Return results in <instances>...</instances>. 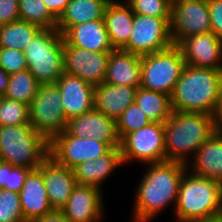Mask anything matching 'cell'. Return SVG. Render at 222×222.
I'll list each match as a JSON object with an SVG mask.
<instances>
[{"label": "cell", "mask_w": 222, "mask_h": 222, "mask_svg": "<svg viewBox=\"0 0 222 222\" xmlns=\"http://www.w3.org/2000/svg\"><path fill=\"white\" fill-rule=\"evenodd\" d=\"M146 165L148 170L136 189L133 222H150L169 204L175 206L180 180L188 168L173 161Z\"/></svg>", "instance_id": "6da1fadb"}, {"label": "cell", "mask_w": 222, "mask_h": 222, "mask_svg": "<svg viewBox=\"0 0 222 222\" xmlns=\"http://www.w3.org/2000/svg\"><path fill=\"white\" fill-rule=\"evenodd\" d=\"M164 126L165 161L185 165L189 154L195 156L199 147L219 130L213 116L198 112L172 111Z\"/></svg>", "instance_id": "7a4b0ae2"}, {"label": "cell", "mask_w": 222, "mask_h": 222, "mask_svg": "<svg viewBox=\"0 0 222 222\" xmlns=\"http://www.w3.org/2000/svg\"><path fill=\"white\" fill-rule=\"evenodd\" d=\"M222 85V70L186 64L170 96L172 111L198 112L213 116Z\"/></svg>", "instance_id": "3957f363"}, {"label": "cell", "mask_w": 222, "mask_h": 222, "mask_svg": "<svg viewBox=\"0 0 222 222\" xmlns=\"http://www.w3.org/2000/svg\"><path fill=\"white\" fill-rule=\"evenodd\" d=\"M174 212L178 222L222 218V184L186 169L179 183Z\"/></svg>", "instance_id": "277c9868"}, {"label": "cell", "mask_w": 222, "mask_h": 222, "mask_svg": "<svg viewBox=\"0 0 222 222\" xmlns=\"http://www.w3.org/2000/svg\"><path fill=\"white\" fill-rule=\"evenodd\" d=\"M49 156V143L30 124L0 126V161L38 169Z\"/></svg>", "instance_id": "5b68a950"}, {"label": "cell", "mask_w": 222, "mask_h": 222, "mask_svg": "<svg viewBox=\"0 0 222 222\" xmlns=\"http://www.w3.org/2000/svg\"><path fill=\"white\" fill-rule=\"evenodd\" d=\"M63 47L56 28H42L24 50L28 70L40 84H55L64 73Z\"/></svg>", "instance_id": "8992f818"}, {"label": "cell", "mask_w": 222, "mask_h": 222, "mask_svg": "<svg viewBox=\"0 0 222 222\" xmlns=\"http://www.w3.org/2000/svg\"><path fill=\"white\" fill-rule=\"evenodd\" d=\"M177 45L141 56V86L171 96L185 66Z\"/></svg>", "instance_id": "52a82bcc"}, {"label": "cell", "mask_w": 222, "mask_h": 222, "mask_svg": "<svg viewBox=\"0 0 222 222\" xmlns=\"http://www.w3.org/2000/svg\"><path fill=\"white\" fill-rule=\"evenodd\" d=\"M30 125L50 143L64 132L68 120L62 107L60 91L56 84H40L29 105Z\"/></svg>", "instance_id": "ba28073f"}, {"label": "cell", "mask_w": 222, "mask_h": 222, "mask_svg": "<svg viewBox=\"0 0 222 222\" xmlns=\"http://www.w3.org/2000/svg\"><path fill=\"white\" fill-rule=\"evenodd\" d=\"M171 17H153L134 14L133 26L128 43L121 49L139 56L170 48Z\"/></svg>", "instance_id": "9c48e42d"}, {"label": "cell", "mask_w": 222, "mask_h": 222, "mask_svg": "<svg viewBox=\"0 0 222 222\" xmlns=\"http://www.w3.org/2000/svg\"><path fill=\"white\" fill-rule=\"evenodd\" d=\"M164 123L151 122L149 125L127 134L120 141L123 164L138 161L145 164L165 161Z\"/></svg>", "instance_id": "30bf717a"}, {"label": "cell", "mask_w": 222, "mask_h": 222, "mask_svg": "<svg viewBox=\"0 0 222 222\" xmlns=\"http://www.w3.org/2000/svg\"><path fill=\"white\" fill-rule=\"evenodd\" d=\"M170 24L174 45L187 37L210 33L208 0L173 1Z\"/></svg>", "instance_id": "8fae6325"}, {"label": "cell", "mask_w": 222, "mask_h": 222, "mask_svg": "<svg viewBox=\"0 0 222 222\" xmlns=\"http://www.w3.org/2000/svg\"><path fill=\"white\" fill-rule=\"evenodd\" d=\"M111 149L107 143L90 137H75L65 130L49 143V156L58 164L73 169L82 162L107 154Z\"/></svg>", "instance_id": "7c38bea8"}, {"label": "cell", "mask_w": 222, "mask_h": 222, "mask_svg": "<svg viewBox=\"0 0 222 222\" xmlns=\"http://www.w3.org/2000/svg\"><path fill=\"white\" fill-rule=\"evenodd\" d=\"M64 72L78 76L92 86L105 81L110 52H95L70 46L64 40Z\"/></svg>", "instance_id": "4fadbf2b"}, {"label": "cell", "mask_w": 222, "mask_h": 222, "mask_svg": "<svg viewBox=\"0 0 222 222\" xmlns=\"http://www.w3.org/2000/svg\"><path fill=\"white\" fill-rule=\"evenodd\" d=\"M66 131L75 137H90L107 143L111 148L120 147L116 120L106 116L95 108L67 122Z\"/></svg>", "instance_id": "5bb4252c"}, {"label": "cell", "mask_w": 222, "mask_h": 222, "mask_svg": "<svg viewBox=\"0 0 222 222\" xmlns=\"http://www.w3.org/2000/svg\"><path fill=\"white\" fill-rule=\"evenodd\" d=\"M177 46L185 64L222 70V41L213 32L187 37Z\"/></svg>", "instance_id": "9a60e30c"}, {"label": "cell", "mask_w": 222, "mask_h": 222, "mask_svg": "<svg viewBox=\"0 0 222 222\" xmlns=\"http://www.w3.org/2000/svg\"><path fill=\"white\" fill-rule=\"evenodd\" d=\"M102 189L78 184L61 209L69 222H99L103 218Z\"/></svg>", "instance_id": "2e32d148"}, {"label": "cell", "mask_w": 222, "mask_h": 222, "mask_svg": "<svg viewBox=\"0 0 222 222\" xmlns=\"http://www.w3.org/2000/svg\"><path fill=\"white\" fill-rule=\"evenodd\" d=\"M60 91L67 120L94 109V86L78 76L63 73L55 83Z\"/></svg>", "instance_id": "e0dca14e"}, {"label": "cell", "mask_w": 222, "mask_h": 222, "mask_svg": "<svg viewBox=\"0 0 222 222\" xmlns=\"http://www.w3.org/2000/svg\"><path fill=\"white\" fill-rule=\"evenodd\" d=\"M43 174L49 203L53 210H61L78 185L73 169L58 164L48 156L39 167Z\"/></svg>", "instance_id": "ac0fdd59"}, {"label": "cell", "mask_w": 222, "mask_h": 222, "mask_svg": "<svg viewBox=\"0 0 222 222\" xmlns=\"http://www.w3.org/2000/svg\"><path fill=\"white\" fill-rule=\"evenodd\" d=\"M19 194L25 222H33L35 219L53 211L49 203L43 174L39 168L28 173Z\"/></svg>", "instance_id": "d6986e66"}, {"label": "cell", "mask_w": 222, "mask_h": 222, "mask_svg": "<svg viewBox=\"0 0 222 222\" xmlns=\"http://www.w3.org/2000/svg\"><path fill=\"white\" fill-rule=\"evenodd\" d=\"M187 168L192 173L222 184V130L215 132L192 156ZM190 165V166H189Z\"/></svg>", "instance_id": "ffe728a7"}, {"label": "cell", "mask_w": 222, "mask_h": 222, "mask_svg": "<svg viewBox=\"0 0 222 222\" xmlns=\"http://www.w3.org/2000/svg\"><path fill=\"white\" fill-rule=\"evenodd\" d=\"M104 82L139 88L141 86V56L121 49L111 51Z\"/></svg>", "instance_id": "44dd1931"}, {"label": "cell", "mask_w": 222, "mask_h": 222, "mask_svg": "<svg viewBox=\"0 0 222 222\" xmlns=\"http://www.w3.org/2000/svg\"><path fill=\"white\" fill-rule=\"evenodd\" d=\"M123 164L120 147L112 148L107 154L87 160L73 168L77 184L101 189V184L112 172Z\"/></svg>", "instance_id": "7402d4cb"}, {"label": "cell", "mask_w": 222, "mask_h": 222, "mask_svg": "<svg viewBox=\"0 0 222 222\" xmlns=\"http://www.w3.org/2000/svg\"><path fill=\"white\" fill-rule=\"evenodd\" d=\"M70 45L95 52H111L112 47L104 19L72 26L64 35Z\"/></svg>", "instance_id": "603a6c76"}, {"label": "cell", "mask_w": 222, "mask_h": 222, "mask_svg": "<svg viewBox=\"0 0 222 222\" xmlns=\"http://www.w3.org/2000/svg\"><path fill=\"white\" fill-rule=\"evenodd\" d=\"M137 88L103 82L94 88V108L116 120L135 102Z\"/></svg>", "instance_id": "cb8c5ba5"}, {"label": "cell", "mask_w": 222, "mask_h": 222, "mask_svg": "<svg viewBox=\"0 0 222 222\" xmlns=\"http://www.w3.org/2000/svg\"><path fill=\"white\" fill-rule=\"evenodd\" d=\"M134 13L130 5L111 0L106 7L104 21L110 43L114 49H122L131 35Z\"/></svg>", "instance_id": "d4e9b609"}, {"label": "cell", "mask_w": 222, "mask_h": 222, "mask_svg": "<svg viewBox=\"0 0 222 222\" xmlns=\"http://www.w3.org/2000/svg\"><path fill=\"white\" fill-rule=\"evenodd\" d=\"M111 0H70L57 20L56 29L64 35L72 26L88 21L104 19Z\"/></svg>", "instance_id": "484cf974"}, {"label": "cell", "mask_w": 222, "mask_h": 222, "mask_svg": "<svg viewBox=\"0 0 222 222\" xmlns=\"http://www.w3.org/2000/svg\"><path fill=\"white\" fill-rule=\"evenodd\" d=\"M135 103L151 122L165 123L172 113L170 96L161 92L139 87Z\"/></svg>", "instance_id": "4316f807"}, {"label": "cell", "mask_w": 222, "mask_h": 222, "mask_svg": "<svg viewBox=\"0 0 222 222\" xmlns=\"http://www.w3.org/2000/svg\"><path fill=\"white\" fill-rule=\"evenodd\" d=\"M41 29L23 20L0 25V47L24 51Z\"/></svg>", "instance_id": "83f0119b"}, {"label": "cell", "mask_w": 222, "mask_h": 222, "mask_svg": "<svg viewBox=\"0 0 222 222\" xmlns=\"http://www.w3.org/2000/svg\"><path fill=\"white\" fill-rule=\"evenodd\" d=\"M40 83L29 72L24 70L9 75L8 89L4 97L30 105Z\"/></svg>", "instance_id": "f1b7e54d"}, {"label": "cell", "mask_w": 222, "mask_h": 222, "mask_svg": "<svg viewBox=\"0 0 222 222\" xmlns=\"http://www.w3.org/2000/svg\"><path fill=\"white\" fill-rule=\"evenodd\" d=\"M20 20L41 28H56L57 19L50 13L43 0H18Z\"/></svg>", "instance_id": "f546056e"}, {"label": "cell", "mask_w": 222, "mask_h": 222, "mask_svg": "<svg viewBox=\"0 0 222 222\" xmlns=\"http://www.w3.org/2000/svg\"><path fill=\"white\" fill-rule=\"evenodd\" d=\"M30 124L29 106L6 97L0 99V126Z\"/></svg>", "instance_id": "4dcf8cb0"}, {"label": "cell", "mask_w": 222, "mask_h": 222, "mask_svg": "<svg viewBox=\"0 0 222 222\" xmlns=\"http://www.w3.org/2000/svg\"><path fill=\"white\" fill-rule=\"evenodd\" d=\"M150 123L151 121L146 114L134 102L116 119V129L120 141L127 134L137 131Z\"/></svg>", "instance_id": "1f68e13d"}, {"label": "cell", "mask_w": 222, "mask_h": 222, "mask_svg": "<svg viewBox=\"0 0 222 222\" xmlns=\"http://www.w3.org/2000/svg\"><path fill=\"white\" fill-rule=\"evenodd\" d=\"M32 169L0 161V189L19 193Z\"/></svg>", "instance_id": "d6a6232c"}, {"label": "cell", "mask_w": 222, "mask_h": 222, "mask_svg": "<svg viewBox=\"0 0 222 222\" xmlns=\"http://www.w3.org/2000/svg\"><path fill=\"white\" fill-rule=\"evenodd\" d=\"M0 222H25L19 193L0 189Z\"/></svg>", "instance_id": "836d02e7"}, {"label": "cell", "mask_w": 222, "mask_h": 222, "mask_svg": "<svg viewBox=\"0 0 222 222\" xmlns=\"http://www.w3.org/2000/svg\"><path fill=\"white\" fill-rule=\"evenodd\" d=\"M134 14L153 17H171L172 2L170 0H126Z\"/></svg>", "instance_id": "e575fe53"}, {"label": "cell", "mask_w": 222, "mask_h": 222, "mask_svg": "<svg viewBox=\"0 0 222 222\" xmlns=\"http://www.w3.org/2000/svg\"><path fill=\"white\" fill-rule=\"evenodd\" d=\"M0 67L12 75L28 69L24 51L0 47Z\"/></svg>", "instance_id": "d590c367"}, {"label": "cell", "mask_w": 222, "mask_h": 222, "mask_svg": "<svg viewBox=\"0 0 222 222\" xmlns=\"http://www.w3.org/2000/svg\"><path fill=\"white\" fill-rule=\"evenodd\" d=\"M208 9L211 32L222 41V0H208Z\"/></svg>", "instance_id": "8d00e7d4"}, {"label": "cell", "mask_w": 222, "mask_h": 222, "mask_svg": "<svg viewBox=\"0 0 222 222\" xmlns=\"http://www.w3.org/2000/svg\"><path fill=\"white\" fill-rule=\"evenodd\" d=\"M20 20L18 0H0V25Z\"/></svg>", "instance_id": "74e56055"}, {"label": "cell", "mask_w": 222, "mask_h": 222, "mask_svg": "<svg viewBox=\"0 0 222 222\" xmlns=\"http://www.w3.org/2000/svg\"><path fill=\"white\" fill-rule=\"evenodd\" d=\"M50 13L58 20L70 0H43Z\"/></svg>", "instance_id": "f35d334b"}, {"label": "cell", "mask_w": 222, "mask_h": 222, "mask_svg": "<svg viewBox=\"0 0 222 222\" xmlns=\"http://www.w3.org/2000/svg\"><path fill=\"white\" fill-rule=\"evenodd\" d=\"M33 222H69L61 210H53Z\"/></svg>", "instance_id": "ab89813d"}, {"label": "cell", "mask_w": 222, "mask_h": 222, "mask_svg": "<svg viewBox=\"0 0 222 222\" xmlns=\"http://www.w3.org/2000/svg\"><path fill=\"white\" fill-rule=\"evenodd\" d=\"M213 118L215 119L217 128L222 130V85L220 88L219 101L213 114Z\"/></svg>", "instance_id": "60d3db41"}, {"label": "cell", "mask_w": 222, "mask_h": 222, "mask_svg": "<svg viewBox=\"0 0 222 222\" xmlns=\"http://www.w3.org/2000/svg\"><path fill=\"white\" fill-rule=\"evenodd\" d=\"M9 75L0 67V97H3L8 89Z\"/></svg>", "instance_id": "b9f144b4"}, {"label": "cell", "mask_w": 222, "mask_h": 222, "mask_svg": "<svg viewBox=\"0 0 222 222\" xmlns=\"http://www.w3.org/2000/svg\"><path fill=\"white\" fill-rule=\"evenodd\" d=\"M205 222H222V218H218V219H215V220H212V221H205Z\"/></svg>", "instance_id": "7bdbcfd3"}]
</instances>
